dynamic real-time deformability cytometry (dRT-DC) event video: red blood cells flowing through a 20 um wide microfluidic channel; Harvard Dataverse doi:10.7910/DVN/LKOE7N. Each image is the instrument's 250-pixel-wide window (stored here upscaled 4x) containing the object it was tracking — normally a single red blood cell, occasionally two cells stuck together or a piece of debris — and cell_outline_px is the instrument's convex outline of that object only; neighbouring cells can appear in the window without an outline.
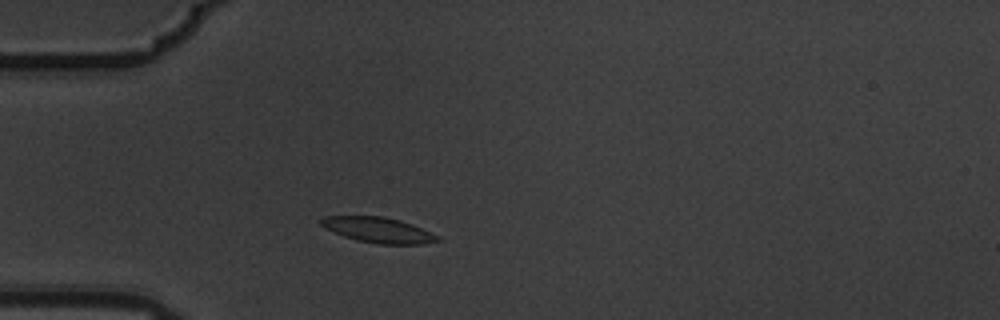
{"species": "common noctule bat (a hibernating species)", "species_latin": "Nyctalus noctula", "temperature_condition": "warm", "stored_images_in_passage": 3, "camera_frame_rate_fps": 3000, "um_per_image_px": 0.085, "animal": {"sex": "male", "body_mass_g": 19.5, "forearm_length_mm": 54.6}, "frame": {"image": 1, "passage_image": 2, "time_ms": 0.333, "image_size_px": [1000, 320], "cell_outline_px": [[440, 240], [424, 244], [380, 244], [356, 240], [344, 236], [324, 228], [320, 224], [320, 216], [384, 216], [400, 220], [412, 224], [440, 236]], "centroid_in_image_um": [32.14, 19.54], "position_along_channel_um": 52.9, "area_um2": 17.34}}